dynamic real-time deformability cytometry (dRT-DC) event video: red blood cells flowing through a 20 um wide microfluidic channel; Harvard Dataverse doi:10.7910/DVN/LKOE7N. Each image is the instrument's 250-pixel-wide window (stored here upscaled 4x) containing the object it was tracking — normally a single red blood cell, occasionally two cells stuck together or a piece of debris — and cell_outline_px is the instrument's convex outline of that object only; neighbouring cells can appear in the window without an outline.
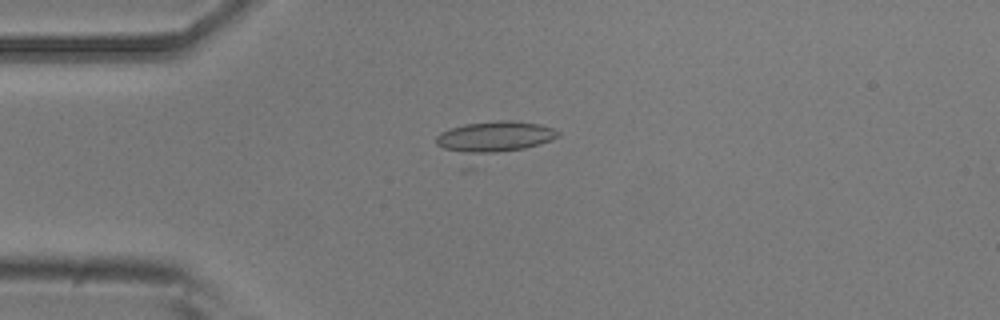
{"species": "common noctule bat (a hibernating species)", "species_latin": "Nyctalus noctula", "temperature_condition": "room temperature", "stored_images_in_passage": 46, "camera_frame_rate_fps": 3000, "um_per_image_px": 0.085, "animal": {"sex": "male", "body_mass_g": 20.5, "forearm_length_mm": 52.5}, "frame": {"image": 1, "passage_image": 11, "time_ms": 3.333, "image_size_px": [1000, 320], "cell_outline_px": [[560, 136], [464, 172], [460, 172], [436, 144], [436, 136], [440, 132], [448, 128], [464, 124], [500, 120], [512, 120], [540, 124], [552, 128], [560, 132]], "centroid_in_image_um": [41.67, 12.01], "position_along_channel_um": 43.3, "area_um2": 27.98}}
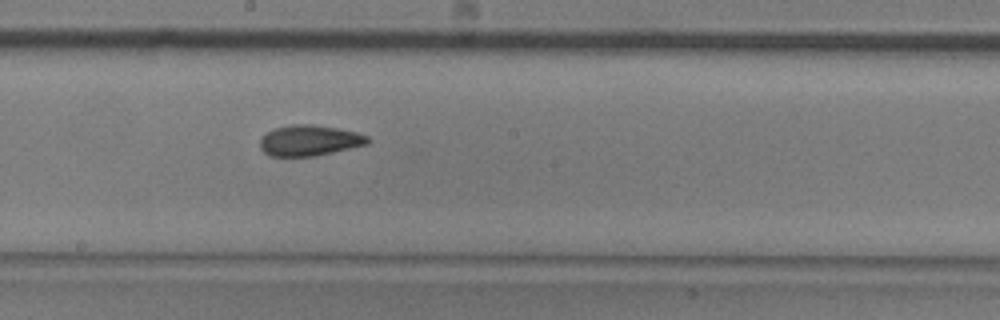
{"frame": {"image": 2, "passage_image": 26, "time_ms": 8.333, "image_size_px": [1000, 320], "cell_outline_px": [[372, 140], [368, 144], [316, 156], [268, 156], [260, 148], [260, 140], [268, 132], [276, 128], [292, 124], [312, 124], [336, 128], [356, 132], [368, 136]], "centroid_in_image_um": [26.32, 11.95], "position_along_channel_um": 221.9, "area_um2": 19.25}}
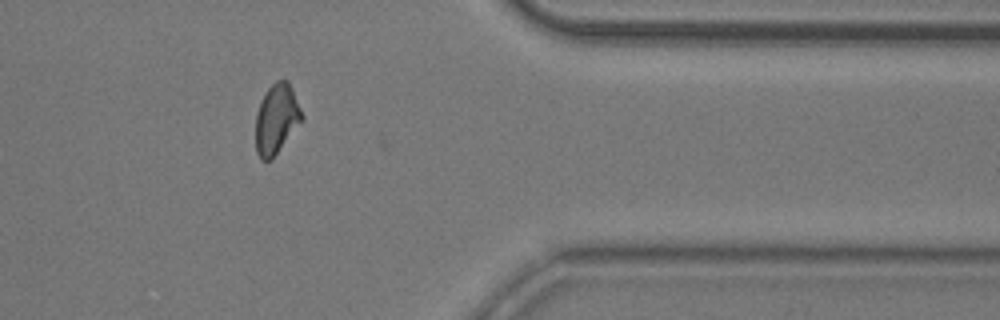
{"frame": {"image": 3, "passage_image": 40, "time_ms": 13.0, "image_size_px": [1000, 320], "cell_outline_px": [[304, 116], [272, 160], [260, 160], [256, 152], [256, 116], [260, 104], [268, 88], [276, 80], [288, 80], [292, 88]], "centroid_in_image_um": [23.49, 10.12], "position_along_channel_um": 387.9, "area_um2": 18.5}, "authors_computed_cell_mechanics": {"area_um2": 19.0451, "velocity_mm_per_s": 3.9467, "shape_relaxation_time_tau1_ms": 5.6995, "shape_relaxation_time_tau2_ms": 2.6308, "deformation_change_tau1": 0.1489, "deformation_change_tau2": 0.0908}}